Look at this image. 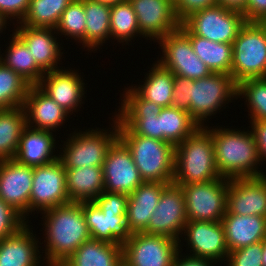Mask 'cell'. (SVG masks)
I'll list each match as a JSON object with an SVG mask.
<instances>
[{"label":"cell","mask_w":266,"mask_h":266,"mask_svg":"<svg viewBox=\"0 0 266 266\" xmlns=\"http://www.w3.org/2000/svg\"><path fill=\"white\" fill-rule=\"evenodd\" d=\"M40 215V224L43 227L40 230L43 232L40 236L43 239H40L41 253L46 266L65 262L85 241L91 239L82 202L60 205Z\"/></svg>","instance_id":"obj_1"},{"label":"cell","mask_w":266,"mask_h":266,"mask_svg":"<svg viewBox=\"0 0 266 266\" xmlns=\"http://www.w3.org/2000/svg\"><path fill=\"white\" fill-rule=\"evenodd\" d=\"M215 125L208 124L204 127L212 135L215 163L222 178L258 177L266 174V170L261 169L255 138L250 128L246 130L244 127L241 130L223 124L220 126L219 123Z\"/></svg>","instance_id":"obj_2"},{"label":"cell","mask_w":266,"mask_h":266,"mask_svg":"<svg viewBox=\"0 0 266 266\" xmlns=\"http://www.w3.org/2000/svg\"><path fill=\"white\" fill-rule=\"evenodd\" d=\"M220 178L212 135L205 127H199L175 146L174 184L205 183Z\"/></svg>","instance_id":"obj_3"},{"label":"cell","mask_w":266,"mask_h":266,"mask_svg":"<svg viewBox=\"0 0 266 266\" xmlns=\"http://www.w3.org/2000/svg\"><path fill=\"white\" fill-rule=\"evenodd\" d=\"M109 127H91L75 129L68 134L67 140H61L59 159L65 168L103 167L108 150L118 139V121L112 115L109 117ZM112 123V124H111ZM85 130V131H84ZM63 144V145H62ZM63 146V147H62Z\"/></svg>","instance_id":"obj_4"},{"label":"cell","mask_w":266,"mask_h":266,"mask_svg":"<svg viewBox=\"0 0 266 266\" xmlns=\"http://www.w3.org/2000/svg\"><path fill=\"white\" fill-rule=\"evenodd\" d=\"M118 138L130 150L144 182L173 183L175 162L173 144L136 135L130 128H118Z\"/></svg>","instance_id":"obj_5"},{"label":"cell","mask_w":266,"mask_h":266,"mask_svg":"<svg viewBox=\"0 0 266 266\" xmlns=\"http://www.w3.org/2000/svg\"><path fill=\"white\" fill-rule=\"evenodd\" d=\"M190 96V116L200 127H204L212 117L216 118L214 116L218 112L229 108V102L238 100L237 84L230 74L212 73L208 77L192 80Z\"/></svg>","instance_id":"obj_6"},{"label":"cell","mask_w":266,"mask_h":266,"mask_svg":"<svg viewBox=\"0 0 266 266\" xmlns=\"http://www.w3.org/2000/svg\"><path fill=\"white\" fill-rule=\"evenodd\" d=\"M230 75L236 84L266 78V31L259 22H246L232 43Z\"/></svg>","instance_id":"obj_7"},{"label":"cell","mask_w":266,"mask_h":266,"mask_svg":"<svg viewBox=\"0 0 266 266\" xmlns=\"http://www.w3.org/2000/svg\"><path fill=\"white\" fill-rule=\"evenodd\" d=\"M228 183L229 179L220 178L178 185L184 195L187 221H222L226 213Z\"/></svg>","instance_id":"obj_8"},{"label":"cell","mask_w":266,"mask_h":266,"mask_svg":"<svg viewBox=\"0 0 266 266\" xmlns=\"http://www.w3.org/2000/svg\"><path fill=\"white\" fill-rule=\"evenodd\" d=\"M182 23L194 35L213 42L232 44L246 19L242 12L217 4L192 13Z\"/></svg>","instance_id":"obj_9"},{"label":"cell","mask_w":266,"mask_h":266,"mask_svg":"<svg viewBox=\"0 0 266 266\" xmlns=\"http://www.w3.org/2000/svg\"><path fill=\"white\" fill-rule=\"evenodd\" d=\"M156 45H159L158 49L161 47L156 61L173 74L192 80L212 74L208 66L195 54L190 38L180 28L160 38Z\"/></svg>","instance_id":"obj_10"},{"label":"cell","mask_w":266,"mask_h":266,"mask_svg":"<svg viewBox=\"0 0 266 266\" xmlns=\"http://www.w3.org/2000/svg\"><path fill=\"white\" fill-rule=\"evenodd\" d=\"M114 116L118 128H130L136 135L160 140L159 113L161 106L145 100L131 85L120 93ZM117 110V111H116Z\"/></svg>","instance_id":"obj_11"},{"label":"cell","mask_w":266,"mask_h":266,"mask_svg":"<svg viewBox=\"0 0 266 266\" xmlns=\"http://www.w3.org/2000/svg\"><path fill=\"white\" fill-rule=\"evenodd\" d=\"M66 171L58 158L52 163L33 167L30 194V217L54 207L70 203L66 190ZM36 211V212H35Z\"/></svg>","instance_id":"obj_12"},{"label":"cell","mask_w":266,"mask_h":266,"mask_svg":"<svg viewBox=\"0 0 266 266\" xmlns=\"http://www.w3.org/2000/svg\"><path fill=\"white\" fill-rule=\"evenodd\" d=\"M181 239L180 251L187 246L186 254L213 260L220 266L225 263L229 254L221 221H187Z\"/></svg>","instance_id":"obj_13"},{"label":"cell","mask_w":266,"mask_h":266,"mask_svg":"<svg viewBox=\"0 0 266 266\" xmlns=\"http://www.w3.org/2000/svg\"><path fill=\"white\" fill-rule=\"evenodd\" d=\"M123 261L129 266H172L179 241L167 236L132 233L122 245Z\"/></svg>","instance_id":"obj_14"},{"label":"cell","mask_w":266,"mask_h":266,"mask_svg":"<svg viewBox=\"0 0 266 266\" xmlns=\"http://www.w3.org/2000/svg\"><path fill=\"white\" fill-rule=\"evenodd\" d=\"M186 223L187 212L182 189L171 183L163 189L148 227L143 232L179 241Z\"/></svg>","instance_id":"obj_15"},{"label":"cell","mask_w":266,"mask_h":266,"mask_svg":"<svg viewBox=\"0 0 266 266\" xmlns=\"http://www.w3.org/2000/svg\"><path fill=\"white\" fill-rule=\"evenodd\" d=\"M83 77L78 69L64 66L45 73L37 86L70 115L74 114L76 117L74 112L81 111L80 108L85 104L87 97L85 85L88 83Z\"/></svg>","instance_id":"obj_16"},{"label":"cell","mask_w":266,"mask_h":266,"mask_svg":"<svg viewBox=\"0 0 266 266\" xmlns=\"http://www.w3.org/2000/svg\"><path fill=\"white\" fill-rule=\"evenodd\" d=\"M104 191L130 195L144 181L127 146L118 138L103 163Z\"/></svg>","instance_id":"obj_17"},{"label":"cell","mask_w":266,"mask_h":266,"mask_svg":"<svg viewBox=\"0 0 266 266\" xmlns=\"http://www.w3.org/2000/svg\"><path fill=\"white\" fill-rule=\"evenodd\" d=\"M129 2L137 16L140 33L146 41L156 43L181 25L175 15L173 0H129Z\"/></svg>","instance_id":"obj_18"},{"label":"cell","mask_w":266,"mask_h":266,"mask_svg":"<svg viewBox=\"0 0 266 266\" xmlns=\"http://www.w3.org/2000/svg\"><path fill=\"white\" fill-rule=\"evenodd\" d=\"M14 26L12 31L26 44L37 65L45 73L64 67L60 66L63 58L65 61V57H62L64 47L54 28L29 27L20 23Z\"/></svg>","instance_id":"obj_19"},{"label":"cell","mask_w":266,"mask_h":266,"mask_svg":"<svg viewBox=\"0 0 266 266\" xmlns=\"http://www.w3.org/2000/svg\"><path fill=\"white\" fill-rule=\"evenodd\" d=\"M33 166L14 159L0 160V198L19 211L29 222Z\"/></svg>","instance_id":"obj_20"},{"label":"cell","mask_w":266,"mask_h":266,"mask_svg":"<svg viewBox=\"0 0 266 266\" xmlns=\"http://www.w3.org/2000/svg\"><path fill=\"white\" fill-rule=\"evenodd\" d=\"M226 211L266 217V174L229 179Z\"/></svg>","instance_id":"obj_21"},{"label":"cell","mask_w":266,"mask_h":266,"mask_svg":"<svg viewBox=\"0 0 266 266\" xmlns=\"http://www.w3.org/2000/svg\"><path fill=\"white\" fill-rule=\"evenodd\" d=\"M29 223L32 224L28 222L16 233L0 239V266H46L40 238Z\"/></svg>","instance_id":"obj_22"},{"label":"cell","mask_w":266,"mask_h":266,"mask_svg":"<svg viewBox=\"0 0 266 266\" xmlns=\"http://www.w3.org/2000/svg\"><path fill=\"white\" fill-rule=\"evenodd\" d=\"M23 108L29 128L47 130L55 134L71 117L66 110L60 107L37 85L29 87Z\"/></svg>","instance_id":"obj_23"},{"label":"cell","mask_w":266,"mask_h":266,"mask_svg":"<svg viewBox=\"0 0 266 266\" xmlns=\"http://www.w3.org/2000/svg\"><path fill=\"white\" fill-rule=\"evenodd\" d=\"M86 225L92 239L123 245L132 235L126 213L102 211L94 202H82Z\"/></svg>","instance_id":"obj_24"},{"label":"cell","mask_w":266,"mask_h":266,"mask_svg":"<svg viewBox=\"0 0 266 266\" xmlns=\"http://www.w3.org/2000/svg\"><path fill=\"white\" fill-rule=\"evenodd\" d=\"M57 139V134L55 135L54 132L27 126L21 135L18 150L13 159L19 164L33 167L52 163L59 158V140Z\"/></svg>","instance_id":"obj_25"},{"label":"cell","mask_w":266,"mask_h":266,"mask_svg":"<svg viewBox=\"0 0 266 266\" xmlns=\"http://www.w3.org/2000/svg\"><path fill=\"white\" fill-rule=\"evenodd\" d=\"M221 222L229 252L259 243L266 238V217L237 215L226 211Z\"/></svg>","instance_id":"obj_26"},{"label":"cell","mask_w":266,"mask_h":266,"mask_svg":"<svg viewBox=\"0 0 266 266\" xmlns=\"http://www.w3.org/2000/svg\"><path fill=\"white\" fill-rule=\"evenodd\" d=\"M169 183L143 182L128 198L127 225L132 233L143 232L157 206L163 189Z\"/></svg>","instance_id":"obj_27"},{"label":"cell","mask_w":266,"mask_h":266,"mask_svg":"<svg viewBox=\"0 0 266 266\" xmlns=\"http://www.w3.org/2000/svg\"><path fill=\"white\" fill-rule=\"evenodd\" d=\"M70 202H91L104 191L102 167L65 168Z\"/></svg>","instance_id":"obj_28"},{"label":"cell","mask_w":266,"mask_h":266,"mask_svg":"<svg viewBox=\"0 0 266 266\" xmlns=\"http://www.w3.org/2000/svg\"><path fill=\"white\" fill-rule=\"evenodd\" d=\"M148 69L144 74L143 81L140 80L141 83L138 82L139 85L131 84V86L145 100L154 102L162 108L171 106L174 74L169 69L163 67L158 61H154Z\"/></svg>","instance_id":"obj_29"},{"label":"cell","mask_w":266,"mask_h":266,"mask_svg":"<svg viewBox=\"0 0 266 266\" xmlns=\"http://www.w3.org/2000/svg\"><path fill=\"white\" fill-rule=\"evenodd\" d=\"M123 260L122 245L89 239L66 261L68 266H118Z\"/></svg>","instance_id":"obj_30"},{"label":"cell","mask_w":266,"mask_h":266,"mask_svg":"<svg viewBox=\"0 0 266 266\" xmlns=\"http://www.w3.org/2000/svg\"><path fill=\"white\" fill-rule=\"evenodd\" d=\"M2 53V63L18 73L30 86L39 84L45 72L37 65L26 44L13 32ZM5 54V55H4Z\"/></svg>","instance_id":"obj_31"},{"label":"cell","mask_w":266,"mask_h":266,"mask_svg":"<svg viewBox=\"0 0 266 266\" xmlns=\"http://www.w3.org/2000/svg\"><path fill=\"white\" fill-rule=\"evenodd\" d=\"M84 10L86 18L85 48L88 52L96 53L110 40L111 6L94 0H84Z\"/></svg>","instance_id":"obj_32"},{"label":"cell","mask_w":266,"mask_h":266,"mask_svg":"<svg viewBox=\"0 0 266 266\" xmlns=\"http://www.w3.org/2000/svg\"><path fill=\"white\" fill-rule=\"evenodd\" d=\"M179 28L190 38L193 51L212 73L231 74L232 44L213 42L194 35L183 23Z\"/></svg>","instance_id":"obj_33"},{"label":"cell","mask_w":266,"mask_h":266,"mask_svg":"<svg viewBox=\"0 0 266 266\" xmlns=\"http://www.w3.org/2000/svg\"><path fill=\"white\" fill-rule=\"evenodd\" d=\"M199 127L186 110L169 106L162 108L159 113L160 140L174 146L183 142Z\"/></svg>","instance_id":"obj_34"},{"label":"cell","mask_w":266,"mask_h":266,"mask_svg":"<svg viewBox=\"0 0 266 266\" xmlns=\"http://www.w3.org/2000/svg\"><path fill=\"white\" fill-rule=\"evenodd\" d=\"M27 127L23 107L0 109V160L13 159Z\"/></svg>","instance_id":"obj_35"},{"label":"cell","mask_w":266,"mask_h":266,"mask_svg":"<svg viewBox=\"0 0 266 266\" xmlns=\"http://www.w3.org/2000/svg\"><path fill=\"white\" fill-rule=\"evenodd\" d=\"M137 37V41H139L141 37L145 38L140 33L137 16L129 0L112 5L110 12L111 41H109V43L113 42V45L117 40L116 43L121 44L122 47L125 45L124 49H126V45H132V40L134 42V39L136 40Z\"/></svg>","instance_id":"obj_36"},{"label":"cell","mask_w":266,"mask_h":266,"mask_svg":"<svg viewBox=\"0 0 266 266\" xmlns=\"http://www.w3.org/2000/svg\"><path fill=\"white\" fill-rule=\"evenodd\" d=\"M73 0H30L28 12L21 25L56 28L63 11Z\"/></svg>","instance_id":"obj_37"},{"label":"cell","mask_w":266,"mask_h":266,"mask_svg":"<svg viewBox=\"0 0 266 266\" xmlns=\"http://www.w3.org/2000/svg\"><path fill=\"white\" fill-rule=\"evenodd\" d=\"M85 21L84 0H73L63 11L55 30L62 41L64 36L65 40H74L85 50Z\"/></svg>","instance_id":"obj_38"},{"label":"cell","mask_w":266,"mask_h":266,"mask_svg":"<svg viewBox=\"0 0 266 266\" xmlns=\"http://www.w3.org/2000/svg\"><path fill=\"white\" fill-rule=\"evenodd\" d=\"M238 98L245 100L249 121L266 120V78L247 79L238 83Z\"/></svg>","instance_id":"obj_39"},{"label":"cell","mask_w":266,"mask_h":266,"mask_svg":"<svg viewBox=\"0 0 266 266\" xmlns=\"http://www.w3.org/2000/svg\"><path fill=\"white\" fill-rule=\"evenodd\" d=\"M29 87L18 73L0 63V109L23 107Z\"/></svg>","instance_id":"obj_40"},{"label":"cell","mask_w":266,"mask_h":266,"mask_svg":"<svg viewBox=\"0 0 266 266\" xmlns=\"http://www.w3.org/2000/svg\"><path fill=\"white\" fill-rule=\"evenodd\" d=\"M28 222L19 211L0 198V239L16 233Z\"/></svg>","instance_id":"obj_41"},{"label":"cell","mask_w":266,"mask_h":266,"mask_svg":"<svg viewBox=\"0 0 266 266\" xmlns=\"http://www.w3.org/2000/svg\"><path fill=\"white\" fill-rule=\"evenodd\" d=\"M262 241L230 251L225 261L226 266H263Z\"/></svg>","instance_id":"obj_42"},{"label":"cell","mask_w":266,"mask_h":266,"mask_svg":"<svg viewBox=\"0 0 266 266\" xmlns=\"http://www.w3.org/2000/svg\"><path fill=\"white\" fill-rule=\"evenodd\" d=\"M192 79L174 74L172 107L186 110L190 114Z\"/></svg>","instance_id":"obj_43"},{"label":"cell","mask_w":266,"mask_h":266,"mask_svg":"<svg viewBox=\"0 0 266 266\" xmlns=\"http://www.w3.org/2000/svg\"><path fill=\"white\" fill-rule=\"evenodd\" d=\"M129 195L103 191L94 202L102 211L111 213H127Z\"/></svg>","instance_id":"obj_44"},{"label":"cell","mask_w":266,"mask_h":266,"mask_svg":"<svg viewBox=\"0 0 266 266\" xmlns=\"http://www.w3.org/2000/svg\"><path fill=\"white\" fill-rule=\"evenodd\" d=\"M176 18L182 23L192 13L217 5V0H173Z\"/></svg>","instance_id":"obj_45"},{"label":"cell","mask_w":266,"mask_h":266,"mask_svg":"<svg viewBox=\"0 0 266 266\" xmlns=\"http://www.w3.org/2000/svg\"><path fill=\"white\" fill-rule=\"evenodd\" d=\"M29 5L30 0H0V12L15 25L24 19Z\"/></svg>","instance_id":"obj_46"},{"label":"cell","mask_w":266,"mask_h":266,"mask_svg":"<svg viewBox=\"0 0 266 266\" xmlns=\"http://www.w3.org/2000/svg\"><path fill=\"white\" fill-rule=\"evenodd\" d=\"M248 128H250L255 138V143L258 151V156L261 165L266 161V120L249 121Z\"/></svg>","instance_id":"obj_47"},{"label":"cell","mask_w":266,"mask_h":266,"mask_svg":"<svg viewBox=\"0 0 266 266\" xmlns=\"http://www.w3.org/2000/svg\"><path fill=\"white\" fill-rule=\"evenodd\" d=\"M242 13L246 22H260L266 17V0H247V5Z\"/></svg>","instance_id":"obj_48"},{"label":"cell","mask_w":266,"mask_h":266,"mask_svg":"<svg viewBox=\"0 0 266 266\" xmlns=\"http://www.w3.org/2000/svg\"><path fill=\"white\" fill-rule=\"evenodd\" d=\"M172 266H219L216 262L206 258L194 257L178 251Z\"/></svg>","instance_id":"obj_49"},{"label":"cell","mask_w":266,"mask_h":266,"mask_svg":"<svg viewBox=\"0 0 266 266\" xmlns=\"http://www.w3.org/2000/svg\"><path fill=\"white\" fill-rule=\"evenodd\" d=\"M217 4L242 12L247 5V0H217Z\"/></svg>","instance_id":"obj_50"},{"label":"cell","mask_w":266,"mask_h":266,"mask_svg":"<svg viewBox=\"0 0 266 266\" xmlns=\"http://www.w3.org/2000/svg\"><path fill=\"white\" fill-rule=\"evenodd\" d=\"M8 24L10 26L14 27L13 25H11V22L8 21V19L0 12V36L5 33L7 28L10 31V28L7 27V26H9Z\"/></svg>","instance_id":"obj_51"},{"label":"cell","mask_w":266,"mask_h":266,"mask_svg":"<svg viewBox=\"0 0 266 266\" xmlns=\"http://www.w3.org/2000/svg\"><path fill=\"white\" fill-rule=\"evenodd\" d=\"M262 263L266 266V238L262 241Z\"/></svg>","instance_id":"obj_52"},{"label":"cell","mask_w":266,"mask_h":266,"mask_svg":"<svg viewBox=\"0 0 266 266\" xmlns=\"http://www.w3.org/2000/svg\"><path fill=\"white\" fill-rule=\"evenodd\" d=\"M94 1L101 2L103 4H107V5L112 6V5L116 4V3H119V2H122V1H125V0H94Z\"/></svg>","instance_id":"obj_53"},{"label":"cell","mask_w":266,"mask_h":266,"mask_svg":"<svg viewBox=\"0 0 266 266\" xmlns=\"http://www.w3.org/2000/svg\"><path fill=\"white\" fill-rule=\"evenodd\" d=\"M48 266H68L65 262H56V263H52Z\"/></svg>","instance_id":"obj_54"},{"label":"cell","mask_w":266,"mask_h":266,"mask_svg":"<svg viewBox=\"0 0 266 266\" xmlns=\"http://www.w3.org/2000/svg\"><path fill=\"white\" fill-rule=\"evenodd\" d=\"M259 23L264 27L266 31V17H264Z\"/></svg>","instance_id":"obj_55"},{"label":"cell","mask_w":266,"mask_h":266,"mask_svg":"<svg viewBox=\"0 0 266 266\" xmlns=\"http://www.w3.org/2000/svg\"><path fill=\"white\" fill-rule=\"evenodd\" d=\"M118 266H129V265L122 260L121 263Z\"/></svg>","instance_id":"obj_56"},{"label":"cell","mask_w":266,"mask_h":266,"mask_svg":"<svg viewBox=\"0 0 266 266\" xmlns=\"http://www.w3.org/2000/svg\"><path fill=\"white\" fill-rule=\"evenodd\" d=\"M1 53H2V50H1V47H0V63H2V54Z\"/></svg>","instance_id":"obj_57"}]
</instances>
